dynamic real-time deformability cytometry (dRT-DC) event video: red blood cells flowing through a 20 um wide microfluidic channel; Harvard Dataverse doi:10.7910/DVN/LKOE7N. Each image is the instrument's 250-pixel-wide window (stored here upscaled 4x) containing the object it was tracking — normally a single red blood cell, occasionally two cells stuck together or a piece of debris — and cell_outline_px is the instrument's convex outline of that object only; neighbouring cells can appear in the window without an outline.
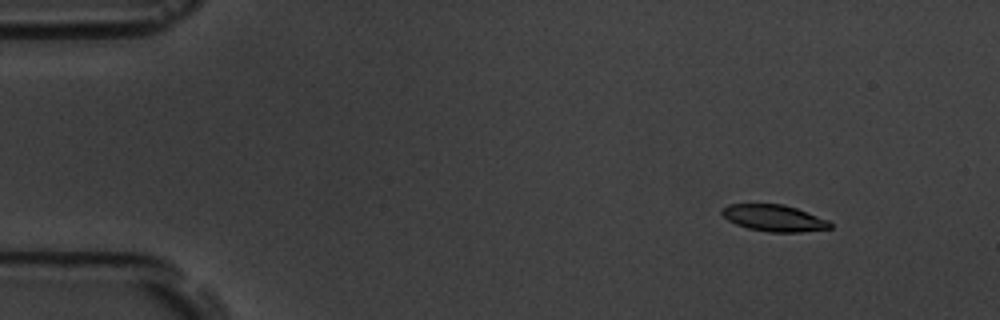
{"species": "common noctule bat (a hibernating species)", "species_latin": "Nyctalus noctula", "temperature_condition": "room temperature", "stored_images_in_passage": 6, "camera_frame_rate_fps": 3000, "um_per_image_px": 0.085, "animal": {"sex": "male", "body_mass_g": 19.5, "forearm_length_mm": 54.6}, "frame": {"image": 1, "passage_image": 2, "time_ms": 1.333, "image_size_px": [1000, 320], "cell_outline_px": [[832, 228], [800, 232], [768, 232], [748, 228], [736, 224], [728, 220], [720, 212], [728, 204], [784, 204], [796, 208], [828, 220], [832, 224]], "centroid_in_image_um": [65.8, 18.54], "position_along_channel_um": 19.2, "area_um2": 16.65}}
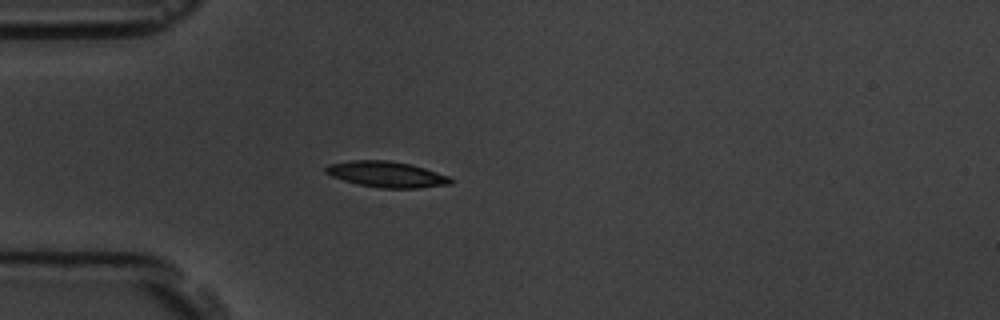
{"frame": {"image": 2, "passage_image": 5, "time_ms": 4.667, "image_size_px": [1000, 320], "cell_outline_px": [[452, 184], [420, 188], [380, 188], [360, 184], [344, 180], [332, 176], [324, 172], [324, 168], [328, 164], [352, 160], [388, 160], [412, 164], [448, 176], [452, 180]], "centroid_in_image_um": [32.85, 14.81], "position_along_channel_um": 52.1, "area_um2": 18.79}}